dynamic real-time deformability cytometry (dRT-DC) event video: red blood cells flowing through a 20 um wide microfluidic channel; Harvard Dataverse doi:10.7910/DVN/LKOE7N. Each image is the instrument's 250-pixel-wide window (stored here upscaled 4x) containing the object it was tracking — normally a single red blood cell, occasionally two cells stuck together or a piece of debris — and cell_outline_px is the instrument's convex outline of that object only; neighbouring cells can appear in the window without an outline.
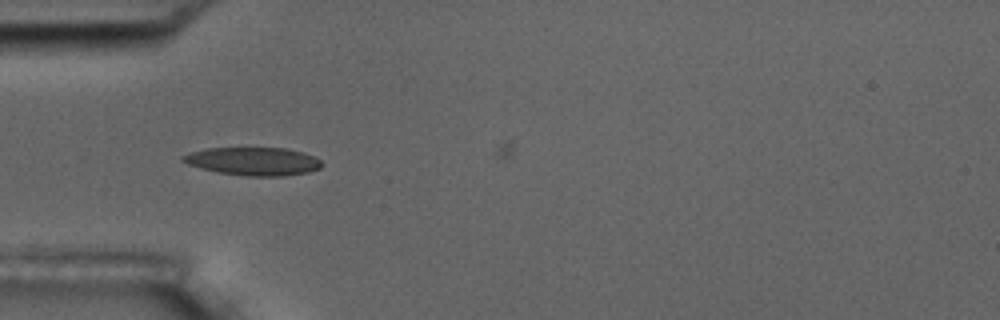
{"species": "common noctule bat (a hibernating species)", "species_latin": "Nyctalus noctula", "temperature_condition": "room temperature", "stored_images_in_passage": 9, "camera_frame_rate_fps": 3000, "um_per_image_px": 0.085, "animal": {"sex": "male", "body_mass_g": 17.5, "forearm_length_mm": 52.3}, "frame": {"image": 1, "passage_image": 7, "time_ms": 6.667, "image_size_px": [1000, 320], "cell_outline_px": [[324, 164], [320, 168], [308, 172], [284, 176], [248, 176], [216, 172], [200, 168], [188, 164], [180, 160], [180, 156], [188, 152], [208, 148], [288, 148], [304, 152], [320, 160]], "centroid_in_image_um": [21.51, 13.71], "position_along_channel_um": 63.5, "area_um2": 22.95}}